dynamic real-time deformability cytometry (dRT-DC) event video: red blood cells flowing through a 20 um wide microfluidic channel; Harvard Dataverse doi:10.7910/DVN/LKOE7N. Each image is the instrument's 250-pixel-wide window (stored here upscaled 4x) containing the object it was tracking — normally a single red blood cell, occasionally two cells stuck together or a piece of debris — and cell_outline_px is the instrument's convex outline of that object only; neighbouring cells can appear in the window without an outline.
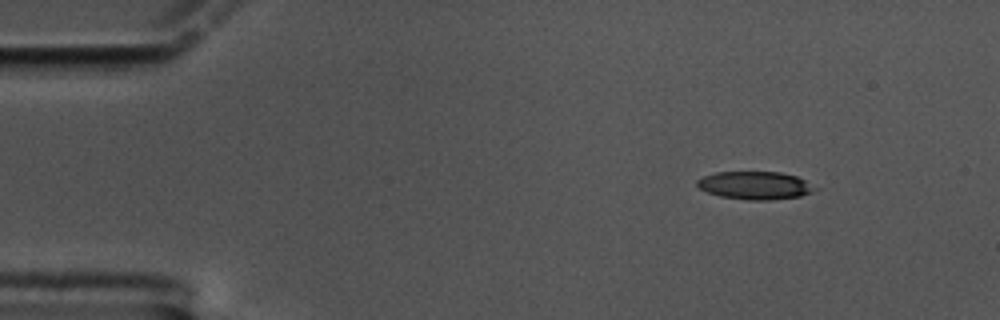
{"species": "common noctule bat (a hibernating species)", "species_latin": "Nyctalus noctula", "temperature_condition": "cold", "stored_images_in_passage": 53, "camera_frame_rate_fps": 3000, "um_per_image_px": 0.085, "animal": {"sex": "male", "body_mass_g": 17.5, "forearm_length_mm": 52.3}, "frame": {"image": 1, "passage_image": 1, "time_ms": 0.0, "image_size_px": [1000, 320], "cell_outline_px": [[820, 188], [812, 192], [800, 196], [768, 200], [748, 200], [720, 196], [708, 192], [700, 188], [696, 184], [696, 180], [704, 176], [716, 172], [780, 172], [796, 176]], "centroid_in_image_um": [64.2, 15.76], "position_along_channel_um": 20.8, "area_um2": 19.13}}
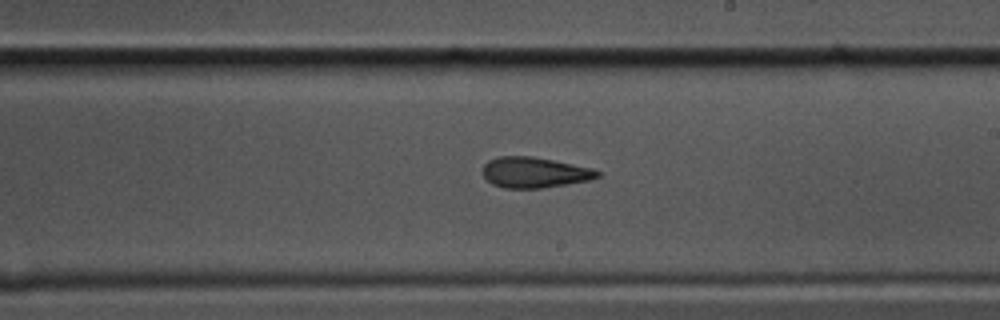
{"frame": {"image": 2, "passage_image": 28, "time_ms": 9.0, "image_size_px": [1000, 320], "cell_outline_px": [[600, 176], [592, 180], [568, 184], [540, 188], [504, 188], [492, 184], [484, 176], [484, 164], [488, 160], [500, 156], [532, 156], [592, 168], [600, 172]], "centroid_in_image_um": [45.45, 14.66], "position_along_channel_um": 243.6, "area_um2": 20.4}}
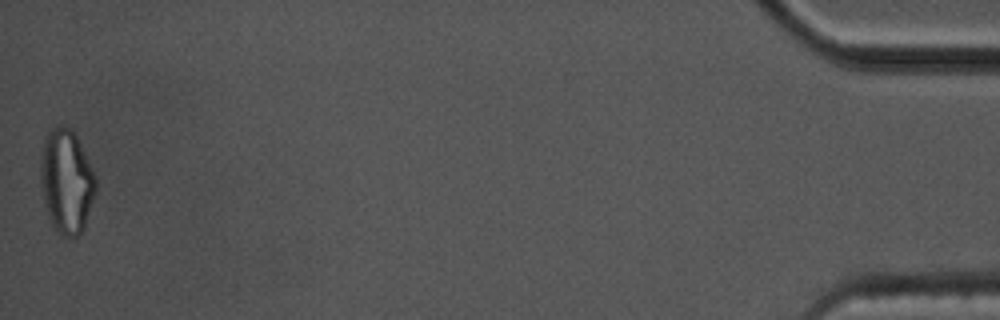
{"frame": {"image": 3, "passage_image": 53, "time_ms": 17.333, "image_size_px": [1000, 320], "cell_outline_px": [[96, 192], [84, 228], [76, 236], [64, 236], [56, 232], [52, 228], [44, 204], [40, 180], [40, 160], [44, 136], [52, 128], [72, 128], [96, 176]], "centroid_in_image_um": [5.63, 15.45], "position_along_channel_um": 429.6, "area_um2": 33.52}, "authors_computed_cell_mechanics": {"area_um2": 21.097, "velocity_mm_per_s": 3.3719, "shape_relaxation_time_tau1_ms": 7.0427, "shape_relaxation_time_tau2_ms": 4.1844, "deformation_change_tau1": 0.1981, "deformation_change_tau2": 0.1452}}